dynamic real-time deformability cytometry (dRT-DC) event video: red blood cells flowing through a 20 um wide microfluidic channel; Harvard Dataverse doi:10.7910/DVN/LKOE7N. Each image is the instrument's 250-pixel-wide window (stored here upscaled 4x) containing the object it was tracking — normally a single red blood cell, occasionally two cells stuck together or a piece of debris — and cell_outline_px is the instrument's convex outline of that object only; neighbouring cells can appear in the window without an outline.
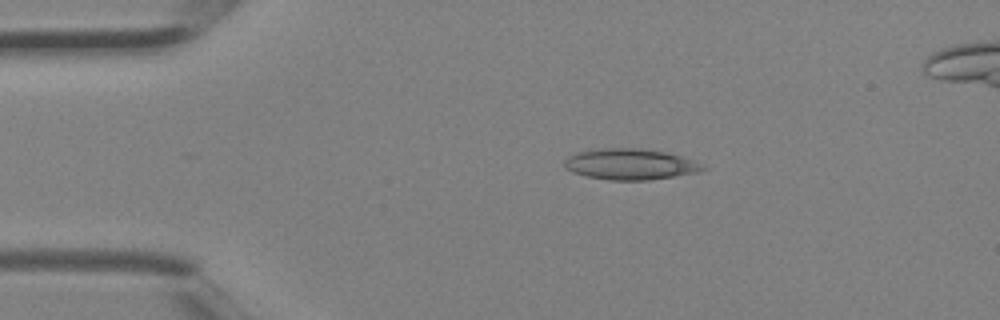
{"species": "Egyptian fruit bat (a non-hibernating species)", "species_latin": "Rousettus aegyptiacus", "temperature_condition": "room temperature", "stored_images_in_passage": 3, "camera_frame_rate_fps": 3000, "um_per_image_px": 0.085, "animal": {"sex": "female"}, "frame": {"image": 1, "passage_image": 3, "time_ms": 0.667, "image_size_px": [1000, 320], "cell_outline_px": [[708, 168], [700, 172], [648, 180], [608, 180], [588, 176], [572, 172], [564, 168], [564, 160], [568, 156], [576, 152], [600, 148], [640, 148], [664, 152], [680, 156], [704, 164]], "centroid_in_image_um": [53.56, 13.96], "position_along_channel_um": 31.4, "area_um2": 25.03}}